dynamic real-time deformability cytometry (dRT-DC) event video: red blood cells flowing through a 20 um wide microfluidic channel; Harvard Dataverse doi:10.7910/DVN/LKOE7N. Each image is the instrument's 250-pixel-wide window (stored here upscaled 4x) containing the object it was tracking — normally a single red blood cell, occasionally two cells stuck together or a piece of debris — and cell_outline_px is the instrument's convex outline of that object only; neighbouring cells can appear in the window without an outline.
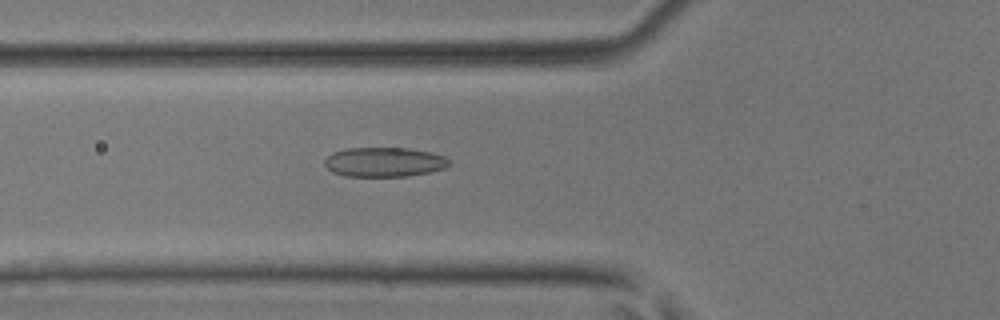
{"species": "common noctule bat (a hibernating species)", "species_latin": "Nyctalus noctula", "temperature_condition": "room temperature", "stored_images_in_passage": 48, "camera_frame_rate_fps": 3000, "um_per_image_px": 0.085, "animal": {"sex": "male", "body_mass_g": 17.9, "forearm_length_mm": 54.2}, "frame": {"image": 1, "passage_image": 18, "time_ms": 5.667, "image_size_px": [1000, 320], "cell_outline_px": [[452, 164], [444, 168], [428, 172], [408, 176], [344, 176], [332, 172], [324, 164], [324, 160], [332, 152], [348, 148], [408, 148], [428, 152], [444, 156]], "centroid_in_image_um": [32.63, 13.77], "position_along_channel_um": 93.2, "area_um2": 21.33}}
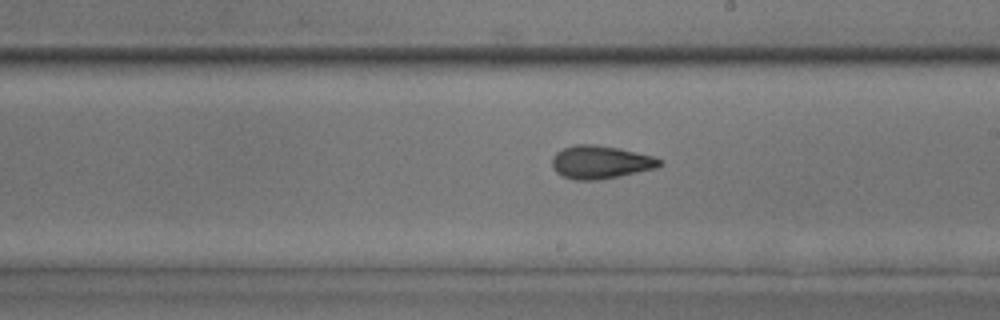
{"frame": {"image": 2, "passage_image": 28, "time_ms": 9.0, "image_size_px": [1000, 320], "cell_outline_px": [[664, 164], [656, 168], [620, 176], [596, 180], [576, 180], [560, 176], [552, 168], [552, 156], [556, 152], [564, 148], [576, 144], [592, 144], [616, 148], [652, 156], [664, 160]], "centroid_in_image_um": [51.02, 13.79], "position_along_channel_um": 238.0, "area_um2": 20.75}}
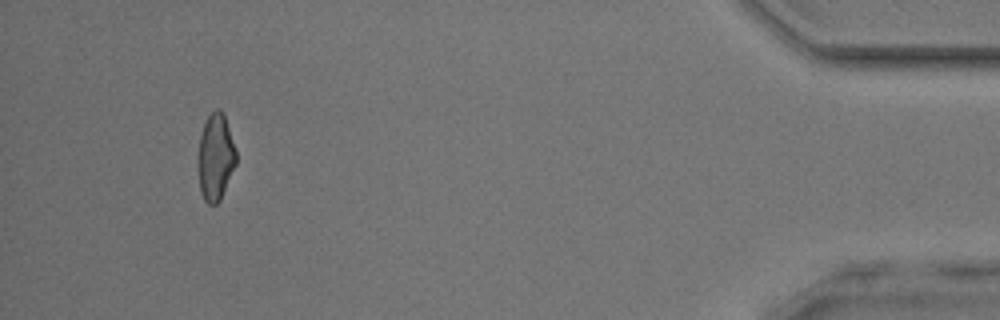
{"frame": {"image": 3, "passage_image": 45, "time_ms": 14.667, "image_size_px": [1000, 320], "cell_outline_px": [[236, 164], [220, 200], [216, 204], [208, 204], [204, 200], [200, 192], [196, 164], [200, 136], [204, 124], [208, 116], [216, 108], [220, 108], [224, 116], [236, 152]], "centroid_in_image_um": [18.28, 13.4], "position_along_channel_um": 416.9, "area_um2": 19.31}}